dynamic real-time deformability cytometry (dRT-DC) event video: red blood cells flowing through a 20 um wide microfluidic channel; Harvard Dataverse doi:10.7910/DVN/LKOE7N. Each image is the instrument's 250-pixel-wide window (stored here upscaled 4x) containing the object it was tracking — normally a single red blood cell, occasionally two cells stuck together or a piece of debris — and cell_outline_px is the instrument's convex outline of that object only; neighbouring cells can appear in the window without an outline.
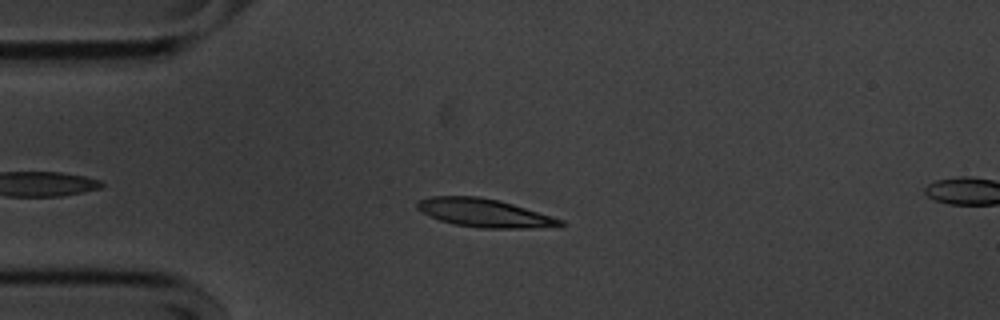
{"species": "common noctule bat (a hibernating species)", "species_latin": "Nyctalus noctula", "temperature_condition": "cold", "stored_images_in_passage": 11, "camera_frame_rate_fps": 3000, "um_per_image_px": 0.085, "animal": {"sex": "male", "body_mass_g": 20.1, "forearm_length_mm": 53.5}, "frame": {"image": 1, "passage_image": 8, "time_ms": 2.333, "image_size_px": [1000, 320], "cell_outline_px": [[564, 224], [532, 228], [480, 228], [456, 224], [440, 220], [420, 212], [416, 208], [416, 204], [420, 200], [428, 196], [480, 196], [500, 200], [552, 216], [564, 220]], "centroid_in_image_um": [41.12, 18.08], "position_along_channel_um": 43.9, "area_um2": 23.47}}